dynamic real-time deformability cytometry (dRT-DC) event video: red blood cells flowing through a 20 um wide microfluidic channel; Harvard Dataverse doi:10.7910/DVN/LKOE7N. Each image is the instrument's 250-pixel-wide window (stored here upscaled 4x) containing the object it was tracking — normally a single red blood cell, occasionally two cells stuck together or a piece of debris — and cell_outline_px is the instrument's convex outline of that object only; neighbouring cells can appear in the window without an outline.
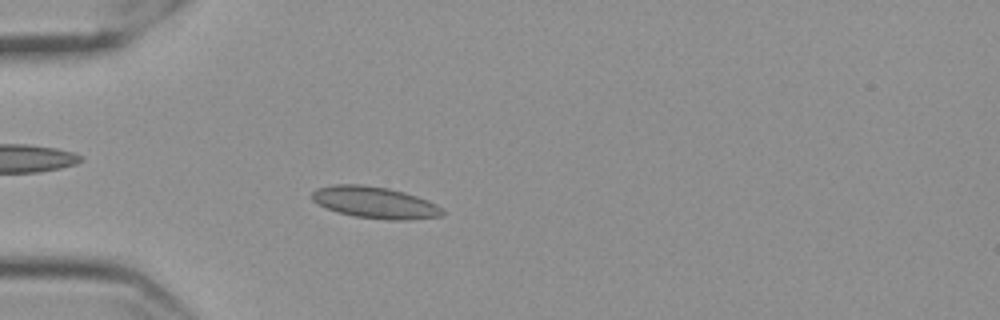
{"species": "Egyptian fruit bat (a non-hibernating species)", "species_latin": "Rousettus aegyptiacus", "temperature_condition": "cold", "stored_images_in_passage": 44, "camera_frame_rate_fps": 3000, "um_per_image_px": 0.085, "frame": {"image": 1, "passage_image": 6, "time_ms": 1.667, "image_size_px": [1000, 320], "cell_outline_px": [[444, 216], [408, 220], [388, 220], [352, 216], [336, 212], [312, 200], [312, 192], [316, 188], [332, 184], [360, 184], [388, 188], [404, 192], [428, 200], [436, 204], [444, 212]], "centroid_in_image_um": [31.87, 17.21], "position_along_channel_um": 53.1, "area_um2": 24.16}}
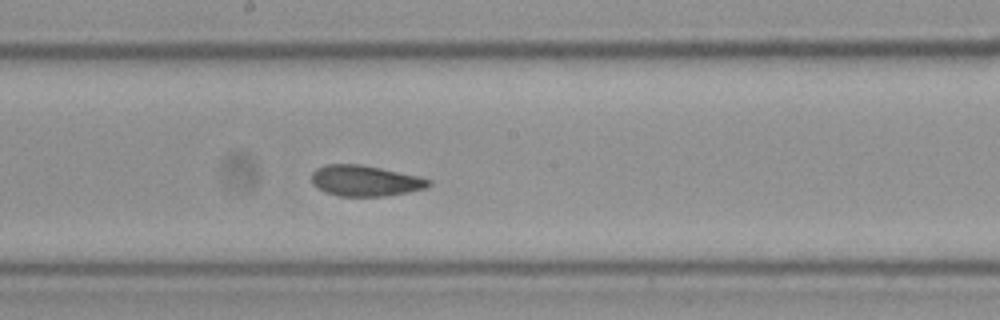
{"frame": {"image": 2, "passage_image": 21, "time_ms": 6.667, "image_size_px": [1000, 320], "cell_outline_px": [[432, 184], [428, 188], [388, 196], [336, 196], [324, 192], [316, 188], [312, 184], [312, 172], [316, 168], [328, 164], [360, 164], [420, 176], [432, 180]], "centroid_in_image_um": [31.05, 15.37], "position_along_channel_um": 217.2, "area_um2": 21.33}}
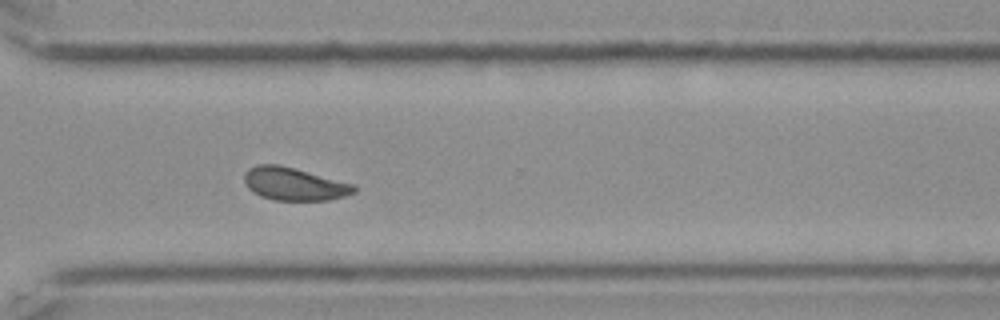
{"frame": {"image": 3, "passage_image": 32, "time_ms": 10.333, "image_size_px": [1000, 320], "cell_outline_px": [[356, 192], [344, 196], [328, 200], [272, 200], [260, 196], [252, 192], [244, 184], [244, 172], [248, 168], [260, 164], [276, 164], [356, 184]], "centroid_in_image_um": [24.98, 15.64], "position_along_channel_um": 345.6, "area_um2": 21.04}, "authors_computed_cell_mechanics": {"area_um2": 21.3571, "velocity_mm_per_s": 3.5047, "shape_relaxation_time_tau1_ms": 6.3061, "shape_relaxation_time_tau2_ms": 1.7193, "deformation_change_tau1": 0.1176, "deformation_change_tau2": 0.0523}}